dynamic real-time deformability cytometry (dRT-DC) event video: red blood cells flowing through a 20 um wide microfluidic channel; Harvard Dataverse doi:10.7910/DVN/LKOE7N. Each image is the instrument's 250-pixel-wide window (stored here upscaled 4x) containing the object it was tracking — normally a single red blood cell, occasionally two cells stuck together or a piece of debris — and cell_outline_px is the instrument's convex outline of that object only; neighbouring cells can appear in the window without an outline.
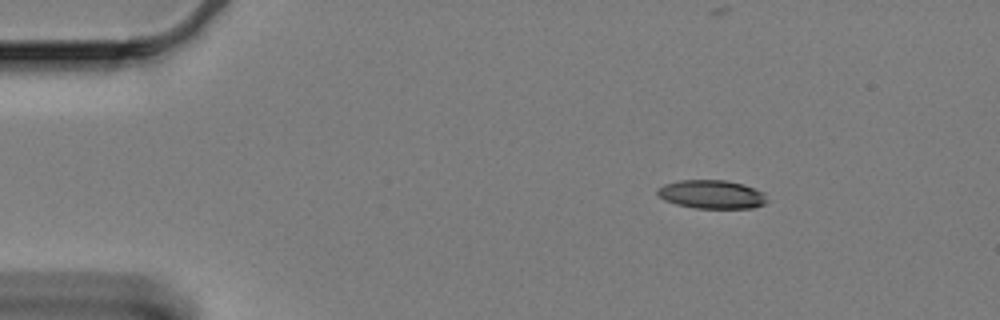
{"species": "Egyptian fruit bat (a non-hibernating species)", "species_latin": "Rousettus aegyptiacus", "temperature_condition": "cold", "stored_images_in_passage": 53, "camera_frame_rate_fps": 3000, "um_per_image_px": 0.085, "animal": {"sex": "female"}, "frame": {"image": 1, "passage_image": 1, "time_ms": 0.0, "image_size_px": [1000, 320], "cell_outline_px": [[768, 200], [764, 204], [752, 208], [696, 208], [676, 204], [664, 200], [656, 192], [656, 188], [664, 184], [680, 180], [724, 180], [744, 184], [764, 192]], "centroid_in_image_um": [60.49, 16.52], "position_along_channel_um": 24.5, "area_um2": 18.32}}
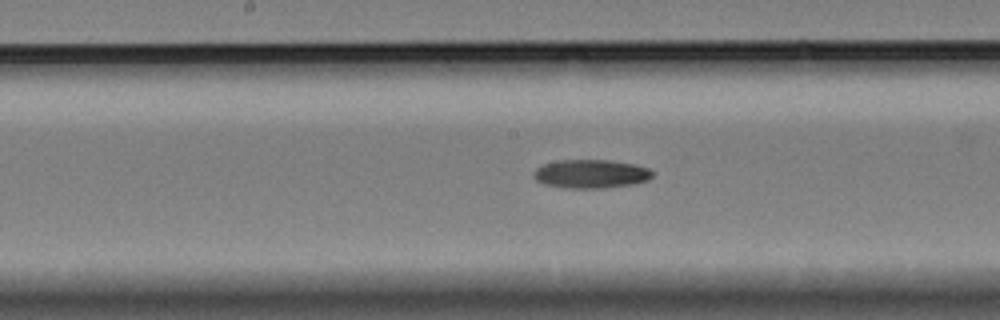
{"frame": {"image": 2, "passage_image": 23, "time_ms": 7.333, "image_size_px": [1000, 320], "cell_outline_px": [[652, 176], [648, 180], [632, 184], [604, 188], [560, 188], [544, 184], [536, 180], [532, 176], [532, 172], [536, 168], [544, 164], [556, 160], [608, 160], [636, 164], [648, 168], [652, 172]], "centroid_in_image_um": [50.18, 14.78], "position_along_channel_um": 198.0, "area_um2": 20.0}}
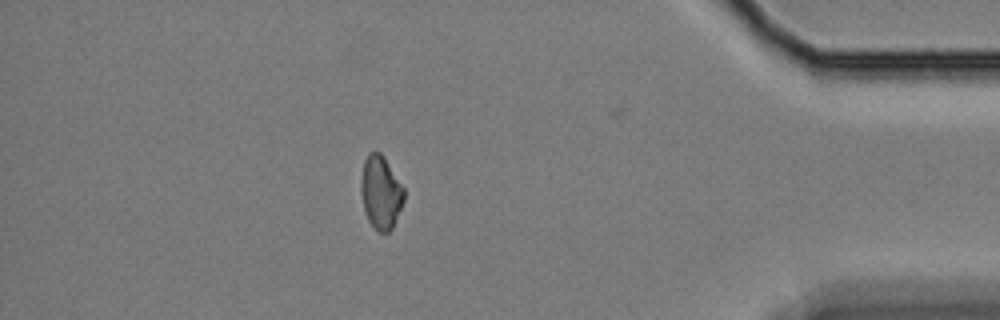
{"frame": {"image": 3, "passage_image": 45, "time_ms": 14.667, "image_size_px": [1000, 320], "cell_outline_px": [[404, 200], [392, 228], [388, 232], [380, 232], [368, 220], [364, 208], [360, 188], [360, 180], [364, 160], [368, 152], [380, 152], [384, 156], [404, 188]], "centroid_in_image_um": [32.36, 16.31], "position_along_channel_um": 402.8, "area_um2": 18.21}}